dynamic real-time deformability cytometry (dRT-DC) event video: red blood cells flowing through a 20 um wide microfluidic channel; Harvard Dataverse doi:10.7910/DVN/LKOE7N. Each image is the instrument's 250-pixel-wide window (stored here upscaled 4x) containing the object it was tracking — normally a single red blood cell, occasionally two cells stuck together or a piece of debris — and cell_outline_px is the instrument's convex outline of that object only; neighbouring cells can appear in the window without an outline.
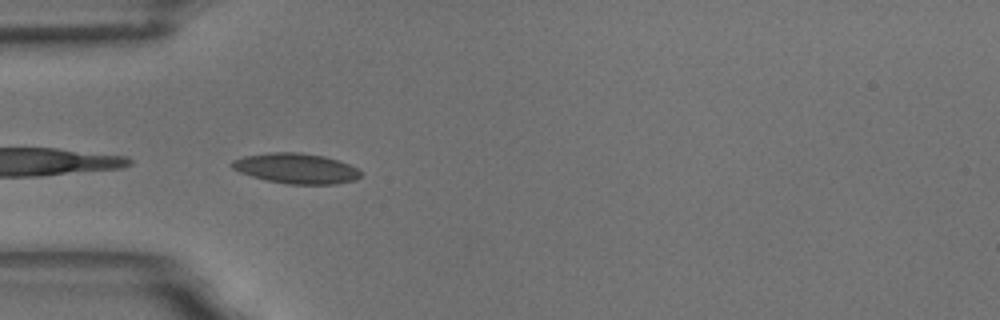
{"species": "common noctule bat (a hibernating species)", "species_latin": "Nyctalus noctula", "temperature_condition": "room temperature", "stored_images_in_passage": 42, "camera_frame_rate_fps": 3000, "um_per_image_px": 0.085, "animal": {"sex": "male", "body_mass_g": 18.8}, "frame": {"image": 1, "passage_image": 1, "time_ms": 0.0, "image_size_px": [1000, 320], "cell_outline_px": [[360, 176], [356, 180], [336, 184], [288, 184], [264, 180], [240, 172], [232, 168], [228, 164], [232, 160], [244, 156], [268, 152], [300, 152], [324, 156], [348, 164], [356, 168], [360, 172]], "centroid_in_image_um": [25.12, 14.31], "position_along_channel_um": 59.9, "area_um2": 22.77}, "authors_computed_cell_mechanics": {"area_um2": 20.7791, "velocity_mm_per_s": 3.4268, "shape_relaxation_time_tau1_ms": 3.1492, "shape_relaxation_time_tau2_ms": 1.2997, "deformation_change_tau1": 0.102, "deformation_change_tau2": 0.0684}}